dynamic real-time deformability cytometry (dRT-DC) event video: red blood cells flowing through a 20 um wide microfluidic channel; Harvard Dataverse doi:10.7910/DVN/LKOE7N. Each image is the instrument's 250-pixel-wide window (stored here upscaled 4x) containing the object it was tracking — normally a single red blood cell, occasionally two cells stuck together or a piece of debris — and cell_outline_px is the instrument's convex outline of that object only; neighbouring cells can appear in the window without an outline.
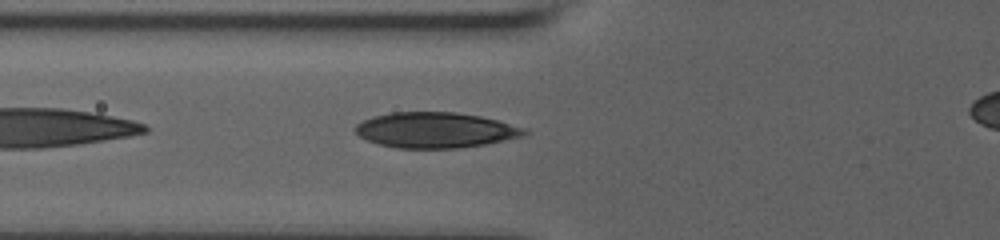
{"species": "human", "species_latin": "Homo sapiens", "temperature_condition": "room temperature", "stored_images_in_passage": 14, "camera_frame_rate_fps": 3000, "um_per_image_px": 0.085, "donor": {"sex": "male"}, "frame": {"image": 1, "passage_image": 12, "time_ms": 7.333, "image_size_px": [1000, 240], "cell_outline_px": [[528, 132], [524, 136], [484, 144], [460, 148], [396, 148], [376, 144], [360, 136], [356, 132], [356, 124], [372, 116], [388, 112], [456, 112], [480, 116], [500, 120], [528, 128]], "centroid_in_image_um": [37.04, 11.05], "position_along_channel_um": 88.8, "area_um2": 35.26}}
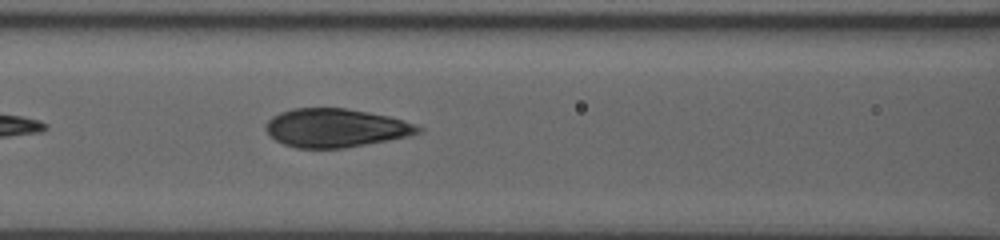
{"frame": {"image": 2, "passage_image": 14, "time_ms": 8.667, "image_size_px": [1000, 240], "cell_outline_px": [[424, 132], [412, 136], [344, 148], [296, 148], [284, 144], [276, 140], [264, 128], [268, 120], [272, 116], [280, 112], [292, 108], [344, 108], [368, 112], [388, 116], [404, 120], [416, 124], [424, 128]], "centroid_in_image_um": [28.58, 10.87], "position_along_channel_um": 138.0, "area_um2": 34.45}}